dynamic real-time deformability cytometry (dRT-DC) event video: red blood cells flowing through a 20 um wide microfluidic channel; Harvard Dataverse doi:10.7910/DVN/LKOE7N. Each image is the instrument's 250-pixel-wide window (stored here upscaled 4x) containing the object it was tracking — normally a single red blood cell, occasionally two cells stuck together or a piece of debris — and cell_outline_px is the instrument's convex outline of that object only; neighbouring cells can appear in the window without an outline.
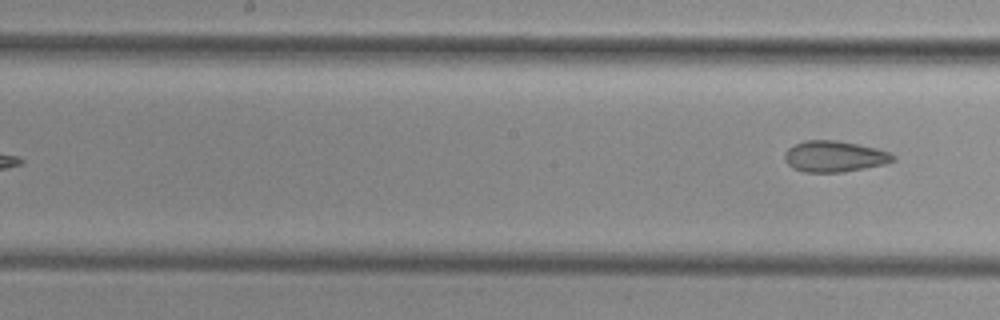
{"species": "common noctule bat (a hibernating species)", "species_latin": "Nyctalus noctula", "temperature_condition": "cold", "stored_images_in_passage": 9, "segment_of_instrument_passage": [2, 2], "camera_frame_rate_fps": 3000, "um_per_image_px": 0.085, "animal": {"sex": "female", "body_mass_g": 29.2, "forearm_length_mm": 56.3}, "frame": {"image": 1, "passage_image": 9, "time_ms": 9.667, "image_size_px": [1000, 320], "cell_outline_px": [[896, 160], [884, 164], [844, 172], [804, 172], [792, 168], [784, 160], [784, 152], [792, 144], [804, 140], [836, 140], [860, 144], [876, 148], [888, 152], [896, 156]], "centroid_in_image_um": [70.89, 13.29], "position_along_channel_um": 177.3, "area_um2": 19.88}}